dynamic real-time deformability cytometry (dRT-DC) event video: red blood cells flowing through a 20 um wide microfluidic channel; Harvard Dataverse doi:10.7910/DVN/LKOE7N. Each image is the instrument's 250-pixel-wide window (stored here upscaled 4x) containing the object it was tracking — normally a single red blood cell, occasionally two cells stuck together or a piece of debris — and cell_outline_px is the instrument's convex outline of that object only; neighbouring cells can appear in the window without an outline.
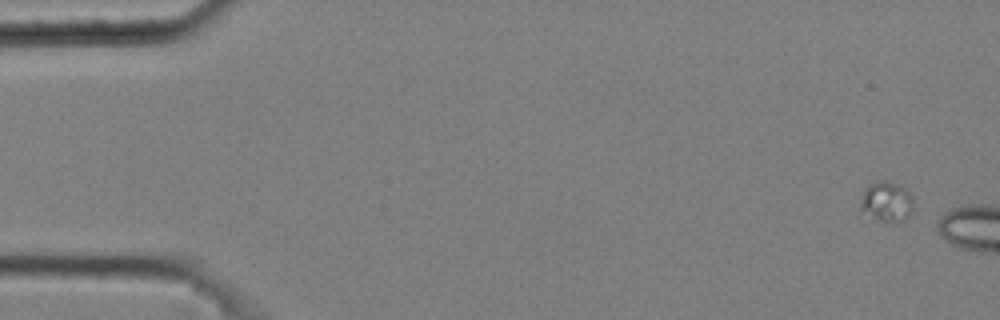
{"species": "common noctule bat (a hibernating species)", "species_latin": "Nyctalus noctula", "temperature_condition": "cold", "stored_images_in_passage": 2, "camera_frame_rate_fps": 3000, "um_per_image_px": 0.085, "animal": {"sex": "male", "body_mass_g": 20.4}, "frame": {"image": 1, "passage_image": 1, "time_ms": 0.0, "image_size_px": [1000, 320], "cell_outline_px": [[912, 212], [904, 220], [880, 220], [860, 212], [860, 192], [868, 184], [876, 180], [888, 180], [908, 188], [912, 196]], "centroid_in_image_um": [75.32, 17.07], "position_along_channel_um": 9.7, "area_um2": 12.72}}